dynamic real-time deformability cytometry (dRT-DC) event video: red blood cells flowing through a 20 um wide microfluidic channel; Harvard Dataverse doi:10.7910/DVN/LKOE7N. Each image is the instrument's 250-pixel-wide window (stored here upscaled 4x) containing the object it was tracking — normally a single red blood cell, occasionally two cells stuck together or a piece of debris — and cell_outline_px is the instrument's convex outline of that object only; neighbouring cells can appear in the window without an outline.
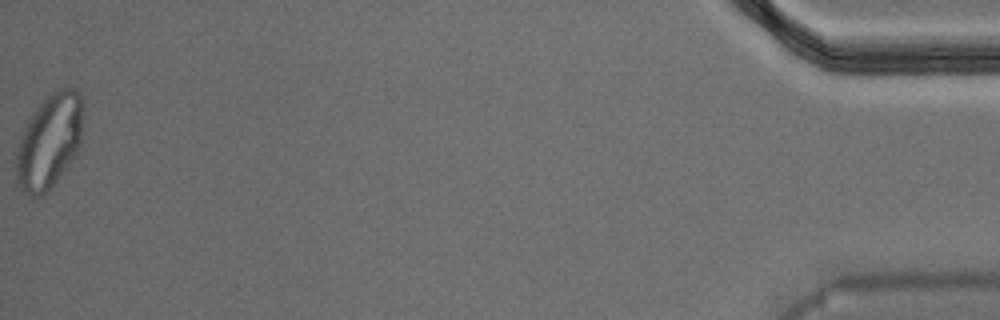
{"species": "Egyptian fruit bat (a non-hibernating species)", "species_latin": "Rousettus aegyptiacus", "temperature_condition": "warm", "stored_images_in_passage": 34, "camera_frame_rate_fps": 3000, "um_per_image_px": 0.085, "animal": {"sex": "male"}, "frame": {"image": 1, "passage_image": 34, "time_ms": 11.0, "image_size_px": [1000, 320], "cell_outline_px": [[84, 112], [80, 144], [68, 168], [52, 188], [48, 192], [40, 196], [28, 196], [20, 192], [16, 176], [16, 152], [20, 136], [28, 120], [36, 108], [56, 88], [72, 88], [80, 92], [84, 104]], "centroid_in_image_um": [4.21, 12.04], "position_along_channel_um": 431.0, "area_um2": 37.51}}